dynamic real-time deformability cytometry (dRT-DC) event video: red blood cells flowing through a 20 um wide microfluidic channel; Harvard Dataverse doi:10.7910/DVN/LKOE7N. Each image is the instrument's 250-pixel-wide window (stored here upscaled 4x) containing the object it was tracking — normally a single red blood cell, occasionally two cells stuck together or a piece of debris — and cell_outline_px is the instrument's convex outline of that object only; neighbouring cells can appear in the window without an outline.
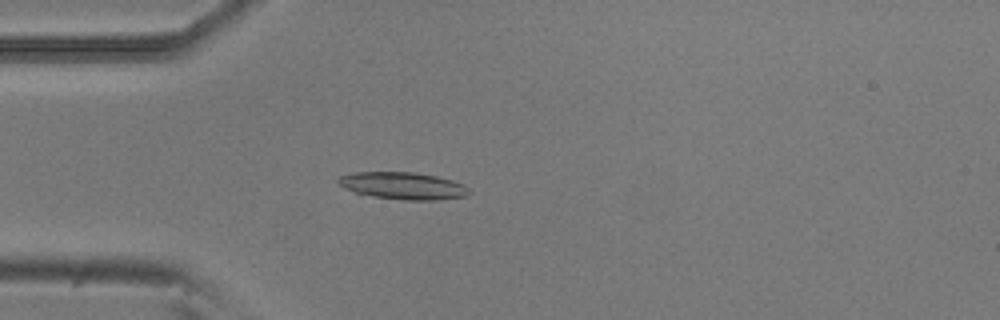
{"species": "common noctule bat (a hibernating species)", "species_latin": "Nyctalus noctula", "temperature_condition": "room temperature", "stored_images_in_passage": 54, "camera_frame_rate_fps": 3000, "um_per_image_px": 0.085, "animal": {"sex": "male", "body_mass_g": 20.5, "forearm_length_mm": 52.5}, "frame": {"image": 1, "passage_image": 15, "time_ms": 4.667, "image_size_px": [1000, 320], "cell_outline_px": [[472, 192], [464, 196], [436, 200], [404, 200], [372, 196], [356, 192], [344, 188], [336, 180], [340, 176], [356, 172], [412, 172], [436, 176], [452, 180], [464, 184]], "centroid_in_image_um": [34.27, 15.79], "position_along_channel_um": 50.7, "area_um2": 20.58}}
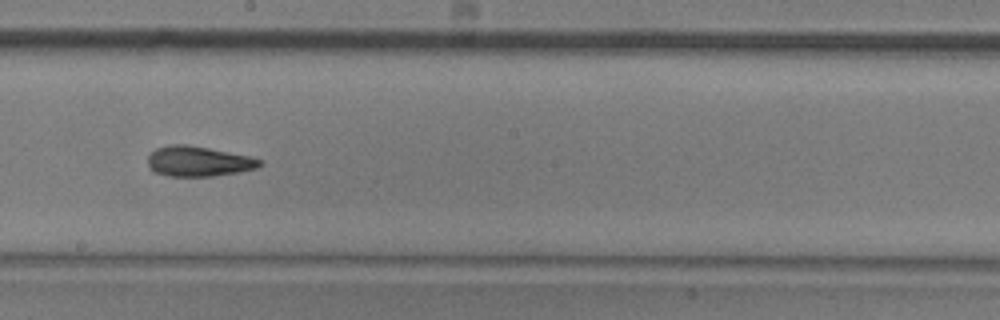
{"frame": {"image": 2, "passage_image": 30, "time_ms": 9.667, "image_size_px": [1000, 320], "cell_outline_px": [[264, 164], [256, 168], [240, 172], [212, 176], [168, 176], [152, 172], [148, 168], [148, 156], [156, 148], [172, 144], [184, 144], [208, 148], [248, 156], [264, 160]], "centroid_in_image_um": [16.85, 13.72], "position_along_channel_um": 231.3, "area_um2": 19.77}}
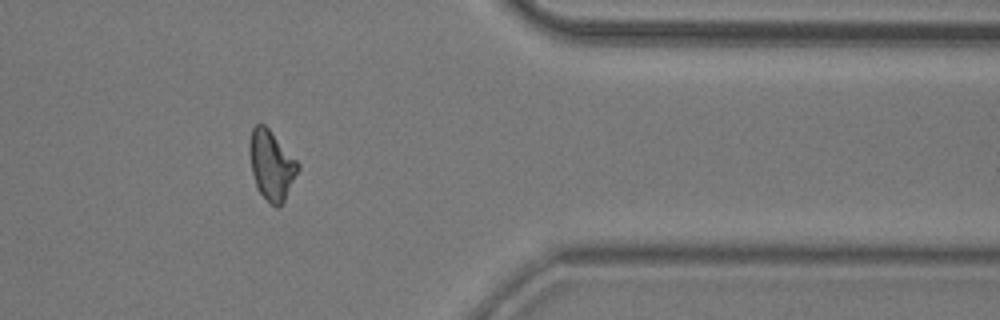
{"frame": {"image": 3, "passage_image": 44, "time_ms": 14.333, "image_size_px": [1000, 320], "cell_outline_px": [[300, 168], [284, 200], [276, 208], [256, 188], [252, 172], [248, 148], [248, 144], [252, 128], [256, 124], [264, 124], [268, 128], [300, 164]], "centroid_in_image_um": [23.06, 14.01], "position_along_channel_um": 388.3, "area_um2": 19.36}, "authors_computed_cell_mechanics": {"area_um2": 19.652, "velocity_mm_per_s": 3.766, "shape_relaxation_time_tau1_ms": 9.3906, "shape_relaxation_time_tau2_ms": 2.9643, "deformation_change_tau1": 0.2567, "deformation_change_tau2": 0.1162}}